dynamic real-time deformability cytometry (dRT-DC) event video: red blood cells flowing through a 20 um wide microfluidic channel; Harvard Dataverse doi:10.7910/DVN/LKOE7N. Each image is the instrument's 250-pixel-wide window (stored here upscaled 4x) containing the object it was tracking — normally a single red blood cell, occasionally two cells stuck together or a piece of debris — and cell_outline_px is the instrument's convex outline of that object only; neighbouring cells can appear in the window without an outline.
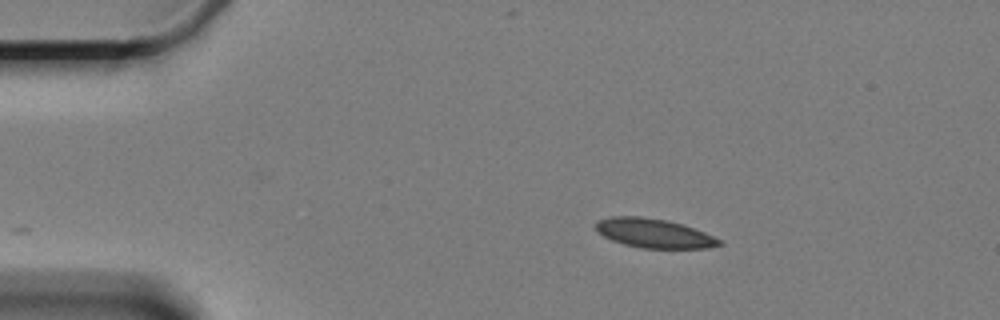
{"species": "Egyptian fruit bat (a non-hibernating species)", "species_latin": "Rousettus aegyptiacus", "temperature_condition": "cold", "stored_images_in_passage": 3, "camera_frame_rate_fps": 3000, "um_per_image_px": 0.085, "animal": {"sex": "female"}, "frame": {"image": 1, "passage_image": 3, "time_ms": 2.333, "image_size_px": [1000, 320], "cell_outline_px": [[724, 244], [708, 248], [640, 248], [624, 244], [612, 240], [604, 236], [596, 228], [596, 220], [612, 216], [640, 216], [668, 220], [684, 224], [704, 232], [720, 240]], "centroid_in_image_um": [55.59, 19.82], "position_along_channel_um": 29.4, "area_um2": 20.98}}